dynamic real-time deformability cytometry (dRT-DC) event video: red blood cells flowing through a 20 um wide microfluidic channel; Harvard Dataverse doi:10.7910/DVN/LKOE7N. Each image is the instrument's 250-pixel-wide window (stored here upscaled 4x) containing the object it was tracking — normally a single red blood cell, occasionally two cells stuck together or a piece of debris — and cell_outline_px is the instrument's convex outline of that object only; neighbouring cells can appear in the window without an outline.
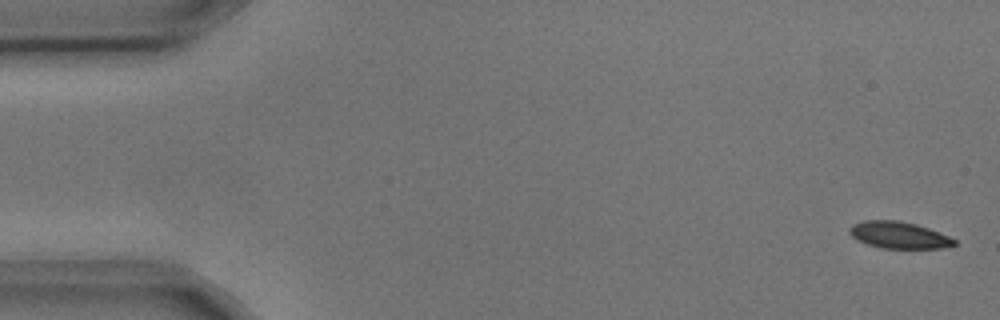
{"species": "common noctule bat (a hibernating species)", "species_latin": "Nyctalus noctula", "temperature_condition": "cold", "stored_images_in_passage": 7, "camera_frame_rate_fps": 3000, "um_per_image_px": 0.085, "animal": {"sex": "male", "body_mass_g": 17.9, "forearm_length_mm": 54.2}, "frame": {"image": 1, "passage_image": 1, "time_ms": 0.0, "image_size_px": [1000, 320], "cell_outline_px": [[956, 244], [944, 248], [880, 248], [856, 240], [848, 232], [848, 228], [852, 224], [864, 220], [900, 220], [916, 224], [928, 228], [948, 236], [956, 240]], "centroid_in_image_um": [76.36, 19.97], "position_along_channel_um": 8.6, "area_um2": 16.42}}
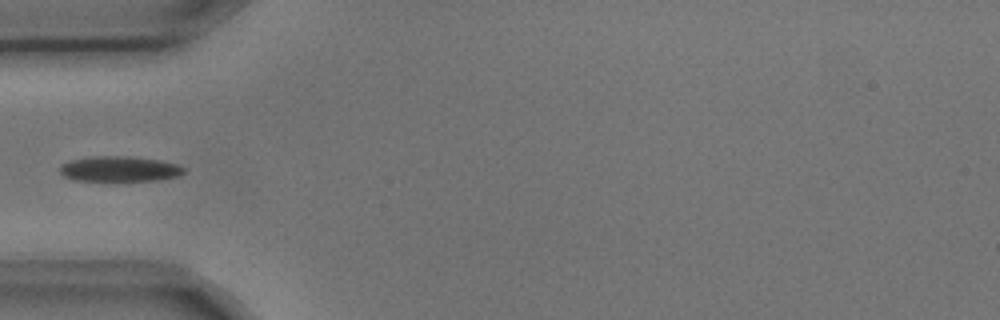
{"frame": {"image": 2, "passage_image": 5, "time_ms": 1.333, "image_size_px": [1000, 320], "cell_outline_px": [[184, 172], [176, 176], [152, 180], [72, 180], [64, 176], [60, 172], [60, 164], [72, 160], [92, 156], [128, 156], [156, 160], [176, 164], [184, 168]], "centroid_in_image_um": [10.08, 14.35], "position_along_channel_um": 74.9, "area_um2": 17.86}}
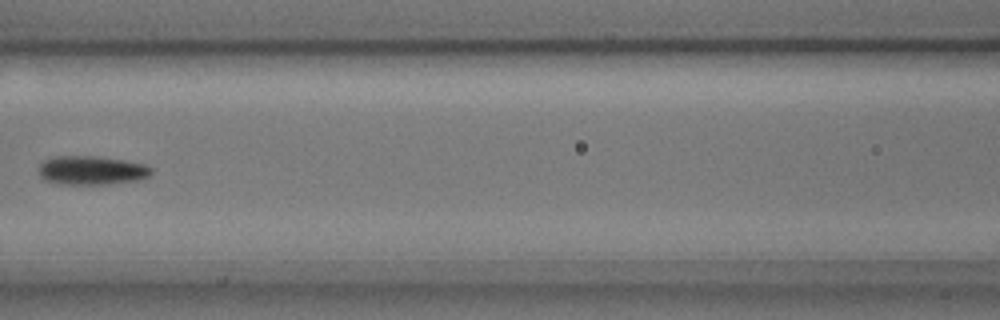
{"frame": {"image": 3, "passage_image": 7, "time_ms": 2.0, "image_size_px": [1000, 320], "cell_outline_px": [[152, 172], [148, 176], [136, 180], [108, 184], [60, 184], [44, 180], [40, 176], [40, 164], [44, 160], [56, 156], [96, 156], [124, 160], [144, 164], [152, 168]], "centroid_in_image_um": [7.77, 14.48], "position_along_channel_um": 158.8, "area_um2": 18.84}}